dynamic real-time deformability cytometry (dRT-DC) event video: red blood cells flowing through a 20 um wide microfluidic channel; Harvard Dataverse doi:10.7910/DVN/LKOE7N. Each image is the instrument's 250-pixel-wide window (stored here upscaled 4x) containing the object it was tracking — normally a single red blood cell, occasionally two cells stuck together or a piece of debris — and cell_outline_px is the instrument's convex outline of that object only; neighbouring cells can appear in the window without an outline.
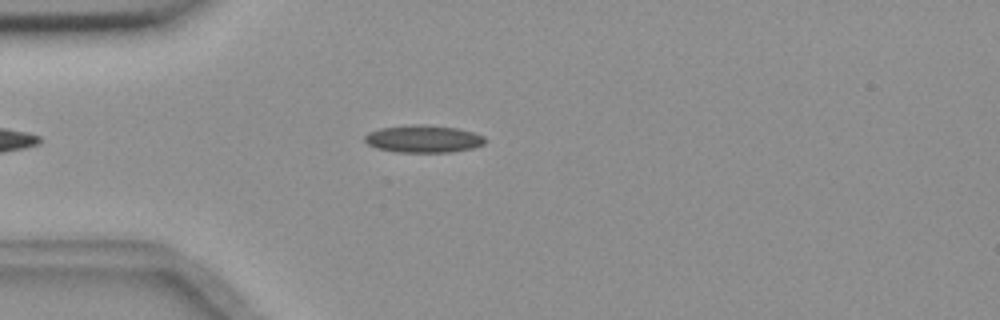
{"species": "common noctule bat (a hibernating species)", "species_latin": "Nyctalus noctula", "temperature_condition": "room temperature", "stored_images_in_passage": 13, "camera_frame_rate_fps": 3000, "um_per_image_px": 0.085, "animal": {"sex": "female", "body_mass_g": 18.4}, "frame": {"image": 1, "passage_image": 9, "time_ms": 2.667, "image_size_px": [1000, 320], "cell_outline_px": [[488, 140], [484, 144], [472, 148], [448, 152], [396, 152], [376, 148], [368, 144], [364, 140], [364, 136], [368, 132], [380, 128], [412, 124], [424, 124], [456, 128], [472, 132], [484, 136]], "centroid_in_image_um": [35.97, 11.8], "position_along_channel_um": 49.0, "area_um2": 19.31}}